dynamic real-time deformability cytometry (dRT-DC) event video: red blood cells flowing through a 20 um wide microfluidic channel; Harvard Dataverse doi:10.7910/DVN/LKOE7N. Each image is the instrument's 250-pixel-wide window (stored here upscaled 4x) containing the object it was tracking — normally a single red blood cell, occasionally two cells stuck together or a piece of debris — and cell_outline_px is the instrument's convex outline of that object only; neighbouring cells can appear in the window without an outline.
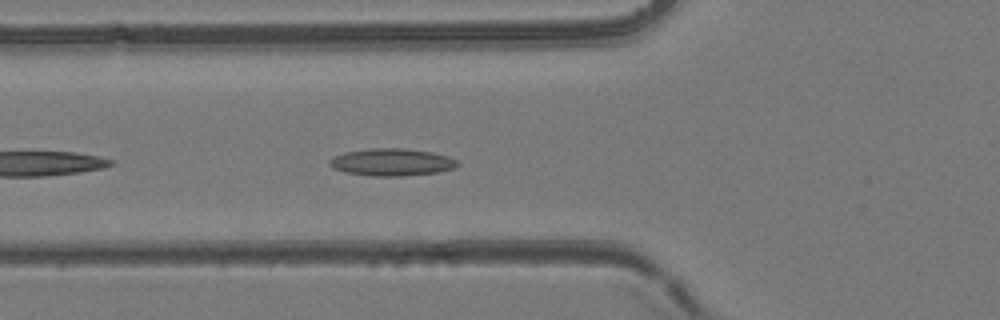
{"species": "common noctule bat (a hibernating species)", "species_latin": "Nyctalus noctula", "temperature_condition": "room temperature", "stored_images_in_passage": 13, "camera_frame_rate_fps": 3000, "um_per_image_px": 0.085, "animal": {"sex": "female", "body_mass_g": 24.6, "forearm_length_mm": 56.2}, "frame": {"image": 1, "passage_image": 4, "time_ms": 1.0, "image_size_px": [1000, 320], "cell_outline_px": [[460, 164], [452, 168], [440, 172], [404, 176], [368, 176], [344, 172], [332, 168], [328, 164], [328, 160], [344, 152], [372, 148], [404, 148], [428, 152], [448, 156], [456, 160]], "centroid_in_image_um": [33.26, 13.79], "position_along_channel_um": 92.5, "area_um2": 20.4}}
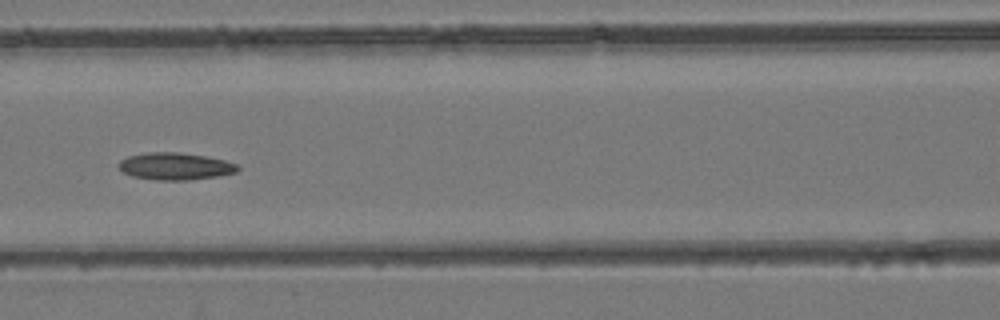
{"frame": {"image": 2, "passage_image": 8, "time_ms": 2.333, "image_size_px": [1000, 320], "cell_outline_px": [[240, 168], [236, 172], [220, 176], [188, 180], [156, 180], [132, 176], [124, 172], [116, 164], [120, 160], [128, 156], [148, 152], [176, 152], [204, 156], [224, 160], [236, 164]], "centroid_in_image_um": [14.88, 14.14], "position_along_channel_um": 151.7, "area_um2": 18.79}}
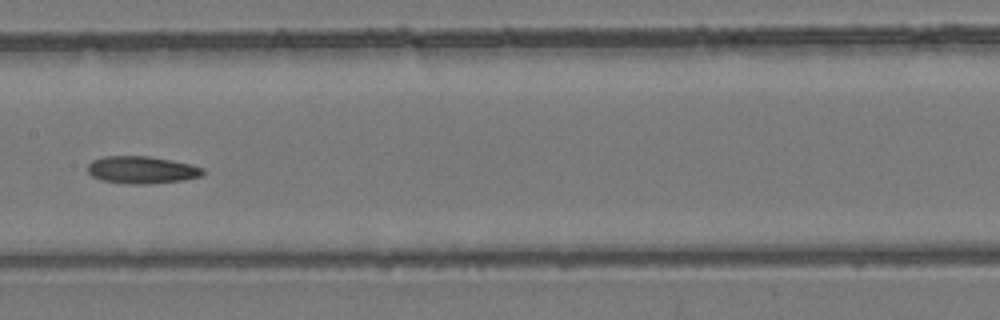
{"frame": {"image": 3, "passage_image": 11, "time_ms": 3.333, "image_size_px": [1000, 320], "cell_outline_px": [[204, 176], [184, 180], [152, 184], [132, 184], [100, 180], [92, 176], [88, 172], [88, 164], [92, 160], [104, 156], [148, 156], [172, 160], [204, 168]], "centroid_in_image_um": [12.06, 14.44], "position_along_channel_um": 195.3, "area_um2": 18.5}}